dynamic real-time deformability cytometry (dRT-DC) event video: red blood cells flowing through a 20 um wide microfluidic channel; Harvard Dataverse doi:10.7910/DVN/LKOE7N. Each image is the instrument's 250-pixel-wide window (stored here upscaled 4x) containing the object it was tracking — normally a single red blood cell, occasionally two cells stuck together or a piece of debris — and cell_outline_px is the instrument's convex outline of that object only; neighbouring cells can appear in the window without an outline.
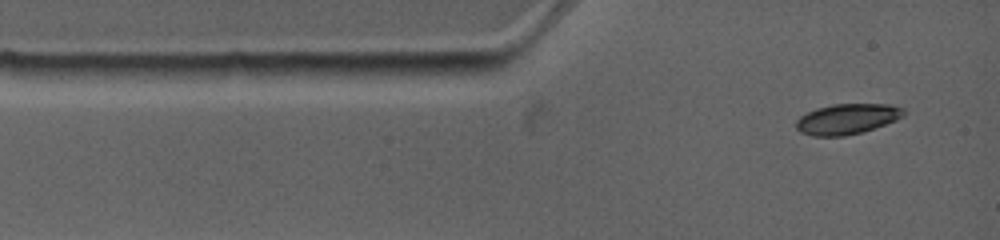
{"species": "common noctule bat (a hibernating species)", "species_latin": "Nyctalus noctula", "temperature_condition": "warm", "stored_images_in_passage": 3, "camera_frame_rate_fps": 4500, "um_per_image_px": 0.085, "animal": {"sex": "female", "body_mass_g": 19.0, "forearm_length_mm": 53.3}, "frame": {"image": 1, "passage_image": 1, "time_ms": 0.0, "image_size_px": [1000, 240], "cell_outline_px": [[904, 116], [896, 120], [864, 132], [844, 136], [812, 136], [800, 132], [796, 128], [796, 120], [800, 116], [816, 108], [832, 104], [892, 104], [904, 108]], "centroid_in_image_um": [72.01, 10.11], "position_along_channel_um": 13.0, "area_um2": 19.25}}
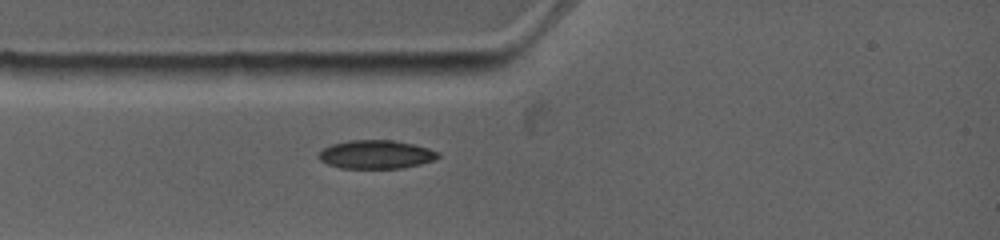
{"frame": {"image": 2, "passage_image": 3, "time_ms": 1.778, "image_size_px": [1000, 240], "cell_outline_px": [[440, 156], [436, 160], [420, 164], [400, 168], [340, 168], [328, 164], [320, 160], [316, 156], [324, 148], [332, 144], [348, 140], [392, 140], [412, 144], [428, 148], [440, 152]], "centroid_in_image_um": [31.97, 13.13], "position_along_channel_um": 53.0, "area_um2": 19.88}}